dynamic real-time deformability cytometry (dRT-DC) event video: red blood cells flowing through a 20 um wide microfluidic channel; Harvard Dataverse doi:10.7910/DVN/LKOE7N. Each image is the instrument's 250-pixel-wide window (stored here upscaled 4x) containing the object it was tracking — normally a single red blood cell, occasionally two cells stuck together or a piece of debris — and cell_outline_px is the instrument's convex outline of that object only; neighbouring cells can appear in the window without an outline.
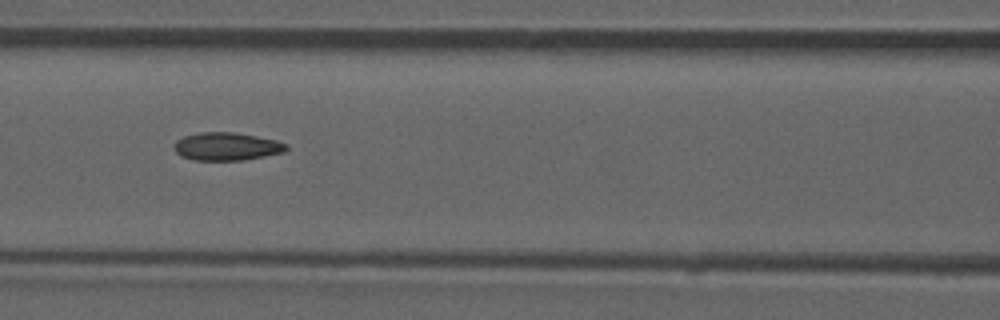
{"species": "common noctule bat (a hibernating species)", "species_latin": "Nyctalus noctula", "temperature_condition": "room temperature", "stored_images_in_passage": 41, "camera_frame_rate_fps": 3000, "um_per_image_px": 0.085, "animal": {"sex": "male", "forearm_length_mm": 52.5}, "frame": {"image": 1, "passage_image": 12, "time_ms": 3.667, "image_size_px": [1000, 320], "cell_outline_px": [[288, 148], [284, 152], [244, 160], [192, 160], [180, 156], [176, 152], [176, 140], [184, 136], [200, 132], [232, 132], [256, 136], [276, 140], [288, 144]], "centroid_in_image_um": [19.28, 12.45], "position_along_channel_um": 147.3, "area_um2": 18.21}, "authors_computed_cell_mechanics": {"area_um2": 17.918, "velocity_mm_per_s": 3.9171, "shape_relaxation_time_tau1_ms": null, "shape_relaxation_time_tau2_ms": 3.5335, "deformation_change_tau1": null, "deformation_change_tau2": 0.1003}}